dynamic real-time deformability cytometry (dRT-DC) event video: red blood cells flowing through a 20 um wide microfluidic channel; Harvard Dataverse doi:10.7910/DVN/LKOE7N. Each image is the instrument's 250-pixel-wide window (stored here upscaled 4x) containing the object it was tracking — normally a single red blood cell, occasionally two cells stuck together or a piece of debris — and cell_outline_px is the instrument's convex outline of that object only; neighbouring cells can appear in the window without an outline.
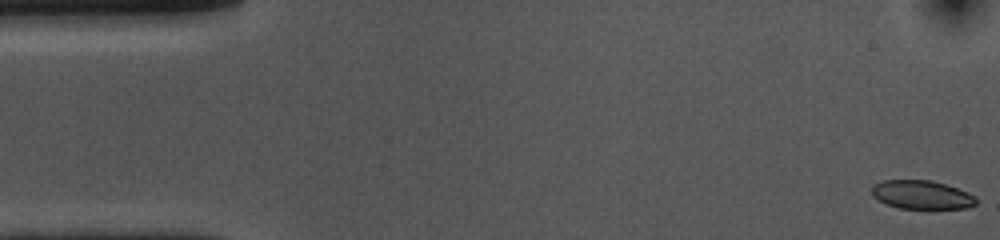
{"species": "common noctule bat (a hibernating species)", "species_latin": "Nyctalus noctula", "temperature_condition": "cold", "stored_images_in_passage": 54, "camera_frame_rate_fps": 3000, "um_per_image_px": 0.085, "animal": {"sex": "female", "body_mass_g": 10.0, "forearm_length_mm": 53.1}, "frame": {"image": 1, "passage_image": 1, "time_ms": 0.0, "image_size_px": [1000, 240], "cell_outline_px": [[976, 204], [968, 208], [900, 208], [888, 204], [872, 196], [872, 184], [884, 180], [932, 180], [968, 192], [976, 200]], "centroid_in_image_um": [78.32, 16.54], "position_along_channel_um": 6.7, "area_um2": 17.17}}
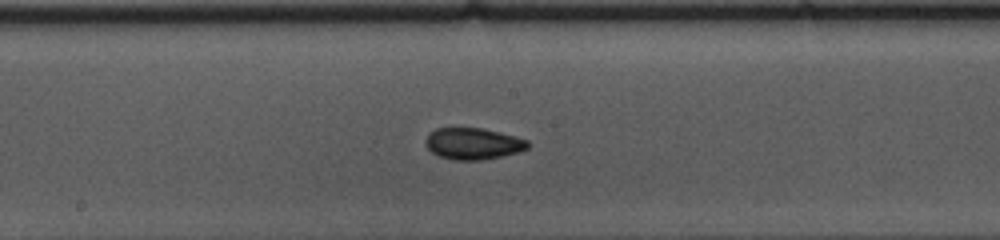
{"frame": {"image": 2, "passage_image": 27, "time_ms": 8.667, "image_size_px": [1000, 240], "cell_outline_px": [[532, 144], [528, 148], [520, 152], [480, 160], [452, 160], [440, 156], [432, 152], [424, 144], [424, 140], [428, 132], [436, 128], [480, 128], [516, 136], [528, 140]], "centroid_in_image_um": [40.21, 12.21], "position_along_channel_um": 208.0, "area_um2": 18.96}}
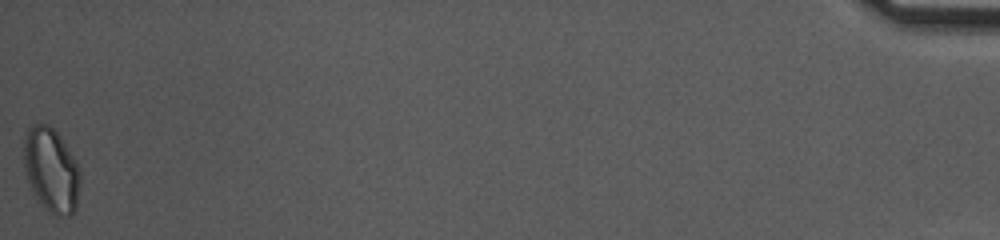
{"frame": {"image": 3, "passage_image": 54, "time_ms": 17.667, "image_size_px": [1000, 240], "cell_outline_px": [[80, 184], [76, 208], [68, 216], [56, 216], [48, 212], [44, 208], [36, 196], [24, 172], [24, 140], [28, 128], [32, 124], [40, 120], [48, 124], [60, 136], [80, 168]], "centroid_in_image_um": [4.35, 14.43], "position_along_channel_um": 430.8, "area_um2": 27.86}, "authors_computed_cell_mechanics": {"area_um2": 18.8717, "velocity_mm_per_s": 3.6423, "shape_relaxation_time_tau1_ms": 7.1641, "shape_relaxation_time_tau2_ms": 2.1174, "deformation_change_tau1": 0.1134, "deformation_change_tau2": 0.0576}}